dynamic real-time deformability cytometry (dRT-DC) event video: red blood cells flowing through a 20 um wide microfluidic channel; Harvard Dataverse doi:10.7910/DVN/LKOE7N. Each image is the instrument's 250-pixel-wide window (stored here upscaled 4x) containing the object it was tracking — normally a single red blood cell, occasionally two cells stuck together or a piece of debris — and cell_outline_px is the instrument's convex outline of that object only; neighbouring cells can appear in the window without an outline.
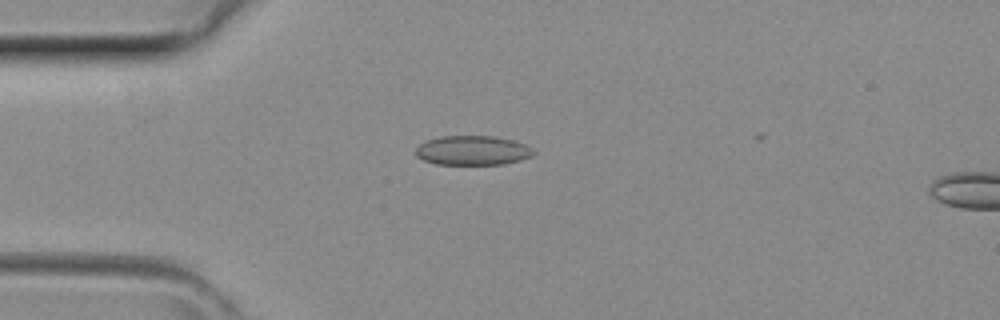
{"species": "common noctule bat (a hibernating species)", "species_latin": "Nyctalus noctula", "temperature_condition": "room temperature", "stored_images_in_passage": 33, "camera_frame_rate_fps": 3000, "um_per_image_px": 0.085, "animal": {"sex": "female", "body_mass_g": 29.2, "forearm_length_mm": 56.3}, "frame": {"image": 1, "passage_image": 6, "time_ms": 1.667, "image_size_px": [1000, 320], "cell_outline_px": [[536, 152], [532, 156], [520, 160], [504, 164], [436, 164], [424, 160], [416, 156], [416, 148], [420, 144], [428, 140], [440, 136], [492, 136], [516, 140], [532, 148]], "centroid_in_image_um": [40.2, 12.78], "position_along_channel_um": 44.8, "area_um2": 20.23}}
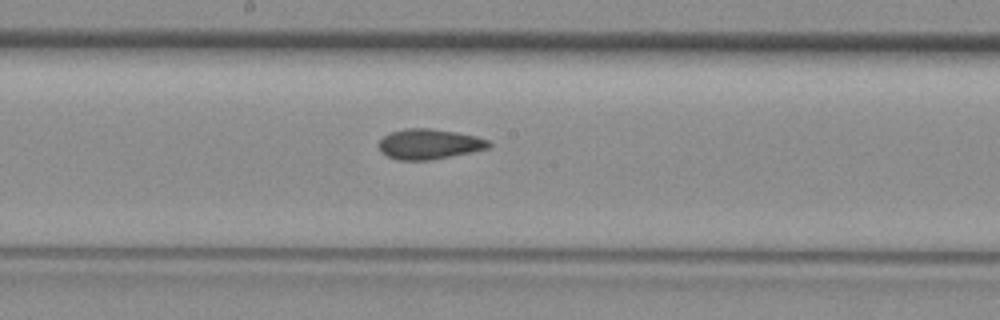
{"frame": {"image": 2, "passage_image": 17, "time_ms": 5.333, "image_size_px": [1000, 320], "cell_outline_px": [[492, 144], [488, 148], [432, 160], [396, 160], [380, 152], [380, 140], [384, 136], [392, 132], [404, 128], [428, 128], [456, 132], [476, 136], [488, 140]], "centroid_in_image_um": [36.47, 12.25], "position_along_channel_um": 211.7, "area_um2": 19.25}}
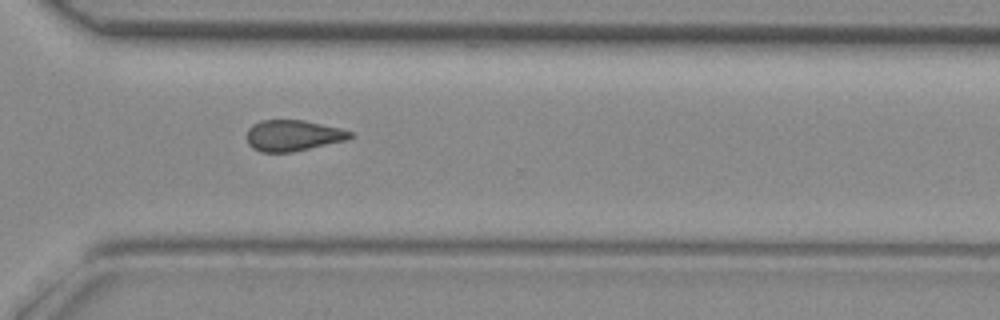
{"frame": {"image": 3, "passage_image": 25, "time_ms": 8.0, "image_size_px": [1000, 320], "cell_outline_px": [[352, 136], [348, 140], [292, 152], [260, 152], [252, 148], [248, 144], [248, 128], [252, 124], [260, 120], [304, 120], [340, 128], [352, 132]], "centroid_in_image_um": [24.9, 11.52], "position_along_channel_um": 345.7, "area_um2": 18.73}}